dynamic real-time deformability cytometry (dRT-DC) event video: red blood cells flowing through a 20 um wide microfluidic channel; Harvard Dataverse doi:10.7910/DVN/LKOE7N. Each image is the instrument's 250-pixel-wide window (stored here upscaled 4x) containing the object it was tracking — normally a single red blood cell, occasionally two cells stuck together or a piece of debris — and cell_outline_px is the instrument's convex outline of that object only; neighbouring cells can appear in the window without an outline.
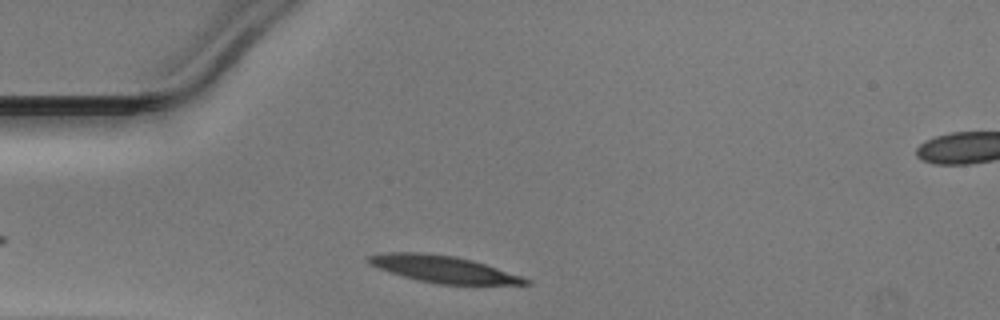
{"species": "Egyptian fruit bat (a non-hibernating species)", "species_latin": "Rousettus aegyptiacus", "temperature_condition": "warm", "stored_images_in_passage": 29, "camera_frame_rate_fps": 3000, "um_per_image_px": 0.085, "animal": {"sex": "male"}, "frame": {"image": 1, "passage_image": 2, "time_ms": 0.333, "image_size_px": [1000, 320], "cell_outline_px": [[532, 284], [440, 284], [420, 280], [388, 272], [376, 268], [368, 264], [364, 260], [368, 256], [388, 252], [420, 252], [456, 256], [472, 260], [532, 280]], "centroid_in_image_um": [37.61, 22.86], "position_along_channel_um": 47.4, "area_um2": 24.33}}
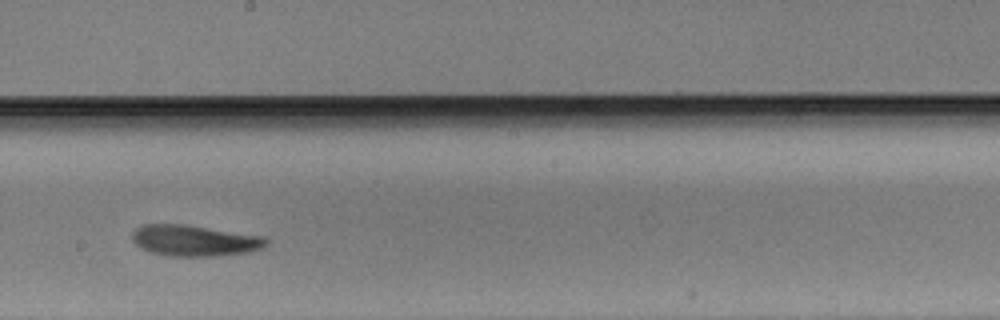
{"frame": {"image": 2, "passage_image": 17, "time_ms": 5.333, "image_size_px": [1000, 320], "cell_outline_px": [[268, 244], [260, 248], [248, 252], [216, 256], [168, 256], [152, 252], [136, 244], [132, 240], [132, 232], [136, 228], [144, 224], [188, 224], [264, 236], [268, 240]], "centroid_in_image_um": [16.55, 20.43], "position_along_channel_um": 231.6, "area_um2": 24.33}}
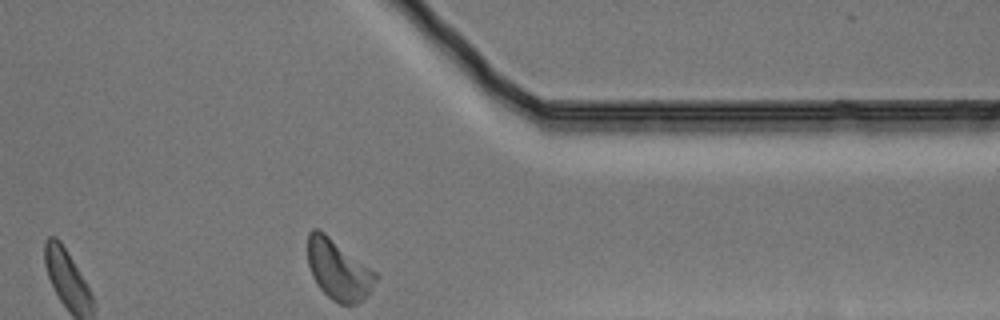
{"frame": {"image": 3, "passage_image": 29, "time_ms": 9.333, "image_size_px": [1000, 320], "cell_outline_px": [[380, 276], [368, 292], [356, 304], [340, 304], [332, 300], [320, 288], [312, 276], [308, 264], [308, 232], [312, 228], [320, 228], [376, 272]], "centroid_in_image_um": [28.74, 22.89], "position_along_channel_um": 382.7, "area_um2": 23.76}}